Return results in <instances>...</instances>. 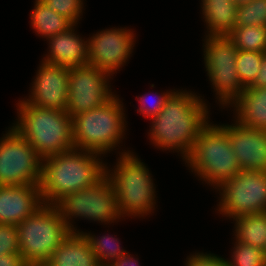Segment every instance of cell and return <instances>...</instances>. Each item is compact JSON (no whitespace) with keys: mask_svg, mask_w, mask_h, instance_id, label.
<instances>
[{"mask_svg":"<svg viewBox=\"0 0 266 266\" xmlns=\"http://www.w3.org/2000/svg\"><path fill=\"white\" fill-rule=\"evenodd\" d=\"M220 193L218 210L224 217L266 212V172L241 170L233 178L223 181L217 188Z\"/></svg>","mask_w":266,"mask_h":266,"instance_id":"10","label":"cell"},{"mask_svg":"<svg viewBox=\"0 0 266 266\" xmlns=\"http://www.w3.org/2000/svg\"><path fill=\"white\" fill-rule=\"evenodd\" d=\"M109 79L111 75L90 64L70 68L66 112L73 117L110 101L115 95Z\"/></svg>","mask_w":266,"mask_h":266,"instance_id":"12","label":"cell"},{"mask_svg":"<svg viewBox=\"0 0 266 266\" xmlns=\"http://www.w3.org/2000/svg\"><path fill=\"white\" fill-rule=\"evenodd\" d=\"M184 161L191 172L214 189L241 171L227 134V124L217 125L210 121L200 131Z\"/></svg>","mask_w":266,"mask_h":266,"instance_id":"5","label":"cell"},{"mask_svg":"<svg viewBox=\"0 0 266 266\" xmlns=\"http://www.w3.org/2000/svg\"><path fill=\"white\" fill-rule=\"evenodd\" d=\"M16 227L19 252L28 265L45 264L71 233L53 204L41 205Z\"/></svg>","mask_w":266,"mask_h":266,"instance_id":"7","label":"cell"},{"mask_svg":"<svg viewBox=\"0 0 266 266\" xmlns=\"http://www.w3.org/2000/svg\"><path fill=\"white\" fill-rule=\"evenodd\" d=\"M266 26V0H252L237 7L235 27Z\"/></svg>","mask_w":266,"mask_h":266,"instance_id":"27","label":"cell"},{"mask_svg":"<svg viewBox=\"0 0 266 266\" xmlns=\"http://www.w3.org/2000/svg\"><path fill=\"white\" fill-rule=\"evenodd\" d=\"M252 0H233V2L237 5V7L246 5L247 3L251 2Z\"/></svg>","mask_w":266,"mask_h":266,"instance_id":"35","label":"cell"},{"mask_svg":"<svg viewBox=\"0 0 266 266\" xmlns=\"http://www.w3.org/2000/svg\"><path fill=\"white\" fill-rule=\"evenodd\" d=\"M186 259L185 266H228L226 259L207 252H195Z\"/></svg>","mask_w":266,"mask_h":266,"instance_id":"31","label":"cell"},{"mask_svg":"<svg viewBox=\"0 0 266 266\" xmlns=\"http://www.w3.org/2000/svg\"><path fill=\"white\" fill-rule=\"evenodd\" d=\"M20 253L0 255V266H27Z\"/></svg>","mask_w":266,"mask_h":266,"instance_id":"32","label":"cell"},{"mask_svg":"<svg viewBox=\"0 0 266 266\" xmlns=\"http://www.w3.org/2000/svg\"><path fill=\"white\" fill-rule=\"evenodd\" d=\"M16 107L18 118L12 127L42 159L74 149L72 117L66 111L36 107L22 98Z\"/></svg>","mask_w":266,"mask_h":266,"instance_id":"3","label":"cell"},{"mask_svg":"<svg viewBox=\"0 0 266 266\" xmlns=\"http://www.w3.org/2000/svg\"><path fill=\"white\" fill-rule=\"evenodd\" d=\"M266 53L238 50L236 70L242 85L249 87L257 77Z\"/></svg>","mask_w":266,"mask_h":266,"instance_id":"25","label":"cell"},{"mask_svg":"<svg viewBox=\"0 0 266 266\" xmlns=\"http://www.w3.org/2000/svg\"><path fill=\"white\" fill-rule=\"evenodd\" d=\"M174 92V90L163 92L159 95H157V92L155 93L156 101L149 105L146 101L148 100L147 94H144L142 96H137V100L140 103V107L138 108L137 112H139L141 115H143L145 118L147 117L152 119L153 117L157 116L159 112L164 107V104L166 100L170 97V95ZM147 98V99H146Z\"/></svg>","mask_w":266,"mask_h":266,"instance_id":"30","label":"cell"},{"mask_svg":"<svg viewBox=\"0 0 266 266\" xmlns=\"http://www.w3.org/2000/svg\"><path fill=\"white\" fill-rule=\"evenodd\" d=\"M207 36H228L235 27L237 5L233 0H201Z\"/></svg>","mask_w":266,"mask_h":266,"instance_id":"20","label":"cell"},{"mask_svg":"<svg viewBox=\"0 0 266 266\" xmlns=\"http://www.w3.org/2000/svg\"><path fill=\"white\" fill-rule=\"evenodd\" d=\"M101 156L74 148L42 159L40 191L43 204L54 205L64 195L98 182L106 174V163Z\"/></svg>","mask_w":266,"mask_h":266,"instance_id":"2","label":"cell"},{"mask_svg":"<svg viewBox=\"0 0 266 266\" xmlns=\"http://www.w3.org/2000/svg\"><path fill=\"white\" fill-rule=\"evenodd\" d=\"M228 266H266L264 250L242 242H234Z\"/></svg>","mask_w":266,"mask_h":266,"instance_id":"26","label":"cell"},{"mask_svg":"<svg viewBox=\"0 0 266 266\" xmlns=\"http://www.w3.org/2000/svg\"><path fill=\"white\" fill-rule=\"evenodd\" d=\"M45 266H100L84 233L71 232Z\"/></svg>","mask_w":266,"mask_h":266,"instance_id":"18","label":"cell"},{"mask_svg":"<svg viewBox=\"0 0 266 266\" xmlns=\"http://www.w3.org/2000/svg\"><path fill=\"white\" fill-rule=\"evenodd\" d=\"M42 158L28 141L10 127L0 138V185H38Z\"/></svg>","mask_w":266,"mask_h":266,"instance_id":"11","label":"cell"},{"mask_svg":"<svg viewBox=\"0 0 266 266\" xmlns=\"http://www.w3.org/2000/svg\"><path fill=\"white\" fill-rule=\"evenodd\" d=\"M231 107H234V119L238 123L266 131V87H246Z\"/></svg>","mask_w":266,"mask_h":266,"instance_id":"19","label":"cell"},{"mask_svg":"<svg viewBox=\"0 0 266 266\" xmlns=\"http://www.w3.org/2000/svg\"><path fill=\"white\" fill-rule=\"evenodd\" d=\"M27 266H45L44 264H38V265H27Z\"/></svg>","mask_w":266,"mask_h":266,"instance_id":"36","label":"cell"},{"mask_svg":"<svg viewBox=\"0 0 266 266\" xmlns=\"http://www.w3.org/2000/svg\"><path fill=\"white\" fill-rule=\"evenodd\" d=\"M109 266H139L138 259L134 258L129 252L117 260H115Z\"/></svg>","mask_w":266,"mask_h":266,"instance_id":"34","label":"cell"},{"mask_svg":"<svg viewBox=\"0 0 266 266\" xmlns=\"http://www.w3.org/2000/svg\"><path fill=\"white\" fill-rule=\"evenodd\" d=\"M70 68L41 61L31 93L24 102L40 108L66 111Z\"/></svg>","mask_w":266,"mask_h":266,"instance_id":"14","label":"cell"},{"mask_svg":"<svg viewBox=\"0 0 266 266\" xmlns=\"http://www.w3.org/2000/svg\"><path fill=\"white\" fill-rule=\"evenodd\" d=\"M235 241L264 250L266 246V212L233 219Z\"/></svg>","mask_w":266,"mask_h":266,"instance_id":"21","label":"cell"},{"mask_svg":"<svg viewBox=\"0 0 266 266\" xmlns=\"http://www.w3.org/2000/svg\"><path fill=\"white\" fill-rule=\"evenodd\" d=\"M84 0H42L54 12L67 18L72 24H78L83 15Z\"/></svg>","mask_w":266,"mask_h":266,"instance_id":"28","label":"cell"},{"mask_svg":"<svg viewBox=\"0 0 266 266\" xmlns=\"http://www.w3.org/2000/svg\"><path fill=\"white\" fill-rule=\"evenodd\" d=\"M264 255H265V258H266V246L264 248Z\"/></svg>","mask_w":266,"mask_h":266,"instance_id":"37","label":"cell"},{"mask_svg":"<svg viewBox=\"0 0 266 266\" xmlns=\"http://www.w3.org/2000/svg\"><path fill=\"white\" fill-rule=\"evenodd\" d=\"M75 27L73 24L66 31L47 38L49 51L42 61L68 68L88 64V39H82Z\"/></svg>","mask_w":266,"mask_h":266,"instance_id":"17","label":"cell"},{"mask_svg":"<svg viewBox=\"0 0 266 266\" xmlns=\"http://www.w3.org/2000/svg\"><path fill=\"white\" fill-rule=\"evenodd\" d=\"M266 87V54L263 56V60L260 66V70L257 74L254 82L249 86V88H264Z\"/></svg>","mask_w":266,"mask_h":266,"instance_id":"33","label":"cell"},{"mask_svg":"<svg viewBox=\"0 0 266 266\" xmlns=\"http://www.w3.org/2000/svg\"><path fill=\"white\" fill-rule=\"evenodd\" d=\"M118 96L115 94L106 104L72 117L74 148L102 157L119 148L127 122L123 102Z\"/></svg>","mask_w":266,"mask_h":266,"instance_id":"6","label":"cell"},{"mask_svg":"<svg viewBox=\"0 0 266 266\" xmlns=\"http://www.w3.org/2000/svg\"><path fill=\"white\" fill-rule=\"evenodd\" d=\"M11 253H20L17 227L0 224V255Z\"/></svg>","mask_w":266,"mask_h":266,"instance_id":"29","label":"cell"},{"mask_svg":"<svg viewBox=\"0 0 266 266\" xmlns=\"http://www.w3.org/2000/svg\"><path fill=\"white\" fill-rule=\"evenodd\" d=\"M89 240L92 251L94 252L97 262L100 266H109L121 256L127 254L126 250L121 249L120 240L108 234L107 236H97L90 232H83Z\"/></svg>","mask_w":266,"mask_h":266,"instance_id":"24","label":"cell"},{"mask_svg":"<svg viewBox=\"0 0 266 266\" xmlns=\"http://www.w3.org/2000/svg\"><path fill=\"white\" fill-rule=\"evenodd\" d=\"M203 41L205 69L216 99L221 107H230L245 90L236 70L238 49L228 36L205 34Z\"/></svg>","mask_w":266,"mask_h":266,"instance_id":"9","label":"cell"},{"mask_svg":"<svg viewBox=\"0 0 266 266\" xmlns=\"http://www.w3.org/2000/svg\"><path fill=\"white\" fill-rule=\"evenodd\" d=\"M228 37L238 50L266 53V26L234 27Z\"/></svg>","mask_w":266,"mask_h":266,"instance_id":"23","label":"cell"},{"mask_svg":"<svg viewBox=\"0 0 266 266\" xmlns=\"http://www.w3.org/2000/svg\"><path fill=\"white\" fill-rule=\"evenodd\" d=\"M125 151L118 152L113 169L106 163V175L114 187L122 218L144 217L154 213L156 186L145 163L134 152Z\"/></svg>","mask_w":266,"mask_h":266,"instance_id":"4","label":"cell"},{"mask_svg":"<svg viewBox=\"0 0 266 266\" xmlns=\"http://www.w3.org/2000/svg\"><path fill=\"white\" fill-rule=\"evenodd\" d=\"M207 106L196 93L175 90L159 114L150 120L148 135L152 144L158 149L180 152L184 161L200 131L210 121Z\"/></svg>","mask_w":266,"mask_h":266,"instance_id":"1","label":"cell"},{"mask_svg":"<svg viewBox=\"0 0 266 266\" xmlns=\"http://www.w3.org/2000/svg\"><path fill=\"white\" fill-rule=\"evenodd\" d=\"M136 36L126 27L103 29L88 38V64L113 75L129 60Z\"/></svg>","mask_w":266,"mask_h":266,"instance_id":"13","label":"cell"},{"mask_svg":"<svg viewBox=\"0 0 266 266\" xmlns=\"http://www.w3.org/2000/svg\"><path fill=\"white\" fill-rule=\"evenodd\" d=\"M30 21L37 35L46 39L66 31L73 25L67 18L46 7L42 1H35Z\"/></svg>","mask_w":266,"mask_h":266,"instance_id":"22","label":"cell"},{"mask_svg":"<svg viewBox=\"0 0 266 266\" xmlns=\"http://www.w3.org/2000/svg\"><path fill=\"white\" fill-rule=\"evenodd\" d=\"M41 205L38 185H0V224L17 226Z\"/></svg>","mask_w":266,"mask_h":266,"instance_id":"16","label":"cell"},{"mask_svg":"<svg viewBox=\"0 0 266 266\" xmlns=\"http://www.w3.org/2000/svg\"><path fill=\"white\" fill-rule=\"evenodd\" d=\"M227 134L241 170L266 172V131L227 124Z\"/></svg>","mask_w":266,"mask_h":266,"instance_id":"15","label":"cell"},{"mask_svg":"<svg viewBox=\"0 0 266 266\" xmlns=\"http://www.w3.org/2000/svg\"><path fill=\"white\" fill-rule=\"evenodd\" d=\"M70 232L81 233L72 224L73 218L111 224L122 218L111 180L105 174L94 185L64 195L54 204ZM118 220V221H117Z\"/></svg>","mask_w":266,"mask_h":266,"instance_id":"8","label":"cell"}]
</instances>
